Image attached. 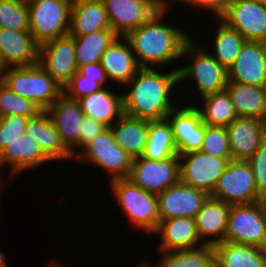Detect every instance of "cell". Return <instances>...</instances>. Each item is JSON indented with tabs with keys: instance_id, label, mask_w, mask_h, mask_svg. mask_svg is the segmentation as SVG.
I'll use <instances>...</instances> for the list:
<instances>
[{
	"instance_id": "cell-1",
	"label": "cell",
	"mask_w": 266,
	"mask_h": 267,
	"mask_svg": "<svg viewBox=\"0 0 266 267\" xmlns=\"http://www.w3.org/2000/svg\"><path fill=\"white\" fill-rule=\"evenodd\" d=\"M178 70L176 67L165 73L157 68H140L124 85L128 91L122 94L124 114L149 121L166 119L179 105L174 103L177 100L173 98V92L179 83Z\"/></svg>"
},
{
	"instance_id": "cell-2",
	"label": "cell",
	"mask_w": 266,
	"mask_h": 267,
	"mask_svg": "<svg viewBox=\"0 0 266 267\" xmlns=\"http://www.w3.org/2000/svg\"><path fill=\"white\" fill-rule=\"evenodd\" d=\"M166 15L156 13L125 36L140 68H159L182 60L183 48L193 35L176 24L168 25L164 22Z\"/></svg>"
},
{
	"instance_id": "cell-3",
	"label": "cell",
	"mask_w": 266,
	"mask_h": 267,
	"mask_svg": "<svg viewBox=\"0 0 266 267\" xmlns=\"http://www.w3.org/2000/svg\"><path fill=\"white\" fill-rule=\"evenodd\" d=\"M0 80L17 95L33 101L43 111L64 93L63 86L38 63L5 68L0 73Z\"/></svg>"
},
{
	"instance_id": "cell-4",
	"label": "cell",
	"mask_w": 266,
	"mask_h": 267,
	"mask_svg": "<svg viewBox=\"0 0 266 267\" xmlns=\"http://www.w3.org/2000/svg\"><path fill=\"white\" fill-rule=\"evenodd\" d=\"M194 41L191 38L183 48L182 59L190 56L191 60L189 65L178 66L179 83L194 80L200 98L226 90L228 70L207 51L208 48Z\"/></svg>"
},
{
	"instance_id": "cell-5",
	"label": "cell",
	"mask_w": 266,
	"mask_h": 267,
	"mask_svg": "<svg viewBox=\"0 0 266 267\" xmlns=\"http://www.w3.org/2000/svg\"><path fill=\"white\" fill-rule=\"evenodd\" d=\"M109 182L124 217H128L134 228L153 234L160 222L157 195L134 185L127 178Z\"/></svg>"
},
{
	"instance_id": "cell-6",
	"label": "cell",
	"mask_w": 266,
	"mask_h": 267,
	"mask_svg": "<svg viewBox=\"0 0 266 267\" xmlns=\"http://www.w3.org/2000/svg\"><path fill=\"white\" fill-rule=\"evenodd\" d=\"M29 8V31L43 43L67 36L71 6L68 0H26Z\"/></svg>"
},
{
	"instance_id": "cell-7",
	"label": "cell",
	"mask_w": 266,
	"mask_h": 267,
	"mask_svg": "<svg viewBox=\"0 0 266 267\" xmlns=\"http://www.w3.org/2000/svg\"><path fill=\"white\" fill-rule=\"evenodd\" d=\"M224 241L266 249V208L262 200L230 206Z\"/></svg>"
},
{
	"instance_id": "cell-8",
	"label": "cell",
	"mask_w": 266,
	"mask_h": 267,
	"mask_svg": "<svg viewBox=\"0 0 266 267\" xmlns=\"http://www.w3.org/2000/svg\"><path fill=\"white\" fill-rule=\"evenodd\" d=\"M132 160L131 156L116 144L110 128L87 144L74 158L76 162L87 161L101 168L103 172L106 170L108 175L110 174V181L128 178Z\"/></svg>"
},
{
	"instance_id": "cell-9",
	"label": "cell",
	"mask_w": 266,
	"mask_h": 267,
	"mask_svg": "<svg viewBox=\"0 0 266 267\" xmlns=\"http://www.w3.org/2000/svg\"><path fill=\"white\" fill-rule=\"evenodd\" d=\"M210 196L229 206L246 205L263 200L258 195L255 175L250 164L242 160L229 162Z\"/></svg>"
},
{
	"instance_id": "cell-10",
	"label": "cell",
	"mask_w": 266,
	"mask_h": 267,
	"mask_svg": "<svg viewBox=\"0 0 266 267\" xmlns=\"http://www.w3.org/2000/svg\"><path fill=\"white\" fill-rule=\"evenodd\" d=\"M147 192L160 194L180 181L178 156L166 160H150L143 156L132 160L128 178Z\"/></svg>"
},
{
	"instance_id": "cell-11",
	"label": "cell",
	"mask_w": 266,
	"mask_h": 267,
	"mask_svg": "<svg viewBox=\"0 0 266 267\" xmlns=\"http://www.w3.org/2000/svg\"><path fill=\"white\" fill-rule=\"evenodd\" d=\"M180 162V181L188 186L212 193L220 176L232 158H219L202 151L183 153Z\"/></svg>"
},
{
	"instance_id": "cell-12",
	"label": "cell",
	"mask_w": 266,
	"mask_h": 267,
	"mask_svg": "<svg viewBox=\"0 0 266 267\" xmlns=\"http://www.w3.org/2000/svg\"><path fill=\"white\" fill-rule=\"evenodd\" d=\"M220 19L246 41L266 43V5L260 0H236Z\"/></svg>"
},
{
	"instance_id": "cell-13",
	"label": "cell",
	"mask_w": 266,
	"mask_h": 267,
	"mask_svg": "<svg viewBox=\"0 0 266 267\" xmlns=\"http://www.w3.org/2000/svg\"><path fill=\"white\" fill-rule=\"evenodd\" d=\"M38 64L64 87L78 72L74 37L67 35L40 45Z\"/></svg>"
},
{
	"instance_id": "cell-14",
	"label": "cell",
	"mask_w": 266,
	"mask_h": 267,
	"mask_svg": "<svg viewBox=\"0 0 266 267\" xmlns=\"http://www.w3.org/2000/svg\"><path fill=\"white\" fill-rule=\"evenodd\" d=\"M170 123L178 156L183 153L199 151L205 134V124L195 105L190 103L175 107L166 117Z\"/></svg>"
},
{
	"instance_id": "cell-15",
	"label": "cell",
	"mask_w": 266,
	"mask_h": 267,
	"mask_svg": "<svg viewBox=\"0 0 266 267\" xmlns=\"http://www.w3.org/2000/svg\"><path fill=\"white\" fill-rule=\"evenodd\" d=\"M209 196L207 192L179 181L157 195L160 220L195 218Z\"/></svg>"
},
{
	"instance_id": "cell-16",
	"label": "cell",
	"mask_w": 266,
	"mask_h": 267,
	"mask_svg": "<svg viewBox=\"0 0 266 267\" xmlns=\"http://www.w3.org/2000/svg\"><path fill=\"white\" fill-rule=\"evenodd\" d=\"M228 81L266 86V43L245 41L235 62L228 68Z\"/></svg>"
},
{
	"instance_id": "cell-17",
	"label": "cell",
	"mask_w": 266,
	"mask_h": 267,
	"mask_svg": "<svg viewBox=\"0 0 266 267\" xmlns=\"http://www.w3.org/2000/svg\"><path fill=\"white\" fill-rule=\"evenodd\" d=\"M232 160L247 161L266 141V121L238 117L225 127Z\"/></svg>"
},
{
	"instance_id": "cell-18",
	"label": "cell",
	"mask_w": 266,
	"mask_h": 267,
	"mask_svg": "<svg viewBox=\"0 0 266 267\" xmlns=\"http://www.w3.org/2000/svg\"><path fill=\"white\" fill-rule=\"evenodd\" d=\"M40 44L30 31L0 28L2 70L9 67L31 66L38 63Z\"/></svg>"
},
{
	"instance_id": "cell-19",
	"label": "cell",
	"mask_w": 266,
	"mask_h": 267,
	"mask_svg": "<svg viewBox=\"0 0 266 267\" xmlns=\"http://www.w3.org/2000/svg\"><path fill=\"white\" fill-rule=\"evenodd\" d=\"M64 145L75 157L79 153V133L83 112L80 102L64 93L46 110Z\"/></svg>"
},
{
	"instance_id": "cell-20",
	"label": "cell",
	"mask_w": 266,
	"mask_h": 267,
	"mask_svg": "<svg viewBox=\"0 0 266 267\" xmlns=\"http://www.w3.org/2000/svg\"><path fill=\"white\" fill-rule=\"evenodd\" d=\"M101 1L107 11L111 29L121 37H125L156 14L150 6L139 0Z\"/></svg>"
},
{
	"instance_id": "cell-21",
	"label": "cell",
	"mask_w": 266,
	"mask_h": 267,
	"mask_svg": "<svg viewBox=\"0 0 266 267\" xmlns=\"http://www.w3.org/2000/svg\"><path fill=\"white\" fill-rule=\"evenodd\" d=\"M100 64L106 71L110 84L123 87L138 72V65L129 41L118 36L103 53Z\"/></svg>"
},
{
	"instance_id": "cell-22",
	"label": "cell",
	"mask_w": 266,
	"mask_h": 267,
	"mask_svg": "<svg viewBox=\"0 0 266 267\" xmlns=\"http://www.w3.org/2000/svg\"><path fill=\"white\" fill-rule=\"evenodd\" d=\"M154 234H160L158 251H175L204 244L199 237L195 219L190 217L160 220Z\"/></svg>"
},
{
	"instance_id": "cell-23",
	"label": "cell",
	"mask_w": 266,
	"mask_h": 267,
	"mask_svg": "<svg viewBox=\"0 0 266 267\" xmlns=\"http://www.w3.org/2000/svg\"><path fill=\"white\" fill-rule=\"evenodd\" d=\"M25 132L40 146L52 162L74 160L75 157L64 145L59 132L46 111L30 118Z\"/></svg>"
},
{
	"instance_id": "cell-24",
	"label": "cell",
	"mask_w": 266,
	"mask_h": 267,
	"mask_svg": "<svg viewBox=\"0 0 266 267\" xmlns=\"http://www.w3.org/2000/svg\"><path fill=\"white\" fill-rule=\"evenodd\" d=\"M230 206L211 196L204 202L195 216V223L201 241L216 245L224 242Z\"/></svg>"
},
{
	"instance_id": "cell-25",
	"label": "cell",
	"mask_w": 266,
	"mask_h": 267,
	"mask_svg": "<svg viewBox=\"0 0 266 267\" xmlns=\"http://www.w3.org/2000/svg\"><path fill=\"white\" fill-rule=\"evenodd\" d=\"M52 161L40 146L27 134L22 135L2 151V166H10V177L18 176L24 170L38 169Z\"/></svg>"
},
{
	"instance_id": "cell-26",
	"label": "cell",
	"mask_w": 266,
	"mask_h": 267,
	"mask_svg": "<svg viewBox=\"0 0 266 267\" xmlns=\"http://www.w3.org/2000/svg\"><path fill=\"white\" fill-rule=\"evenodd\" d=\"M113 90L105 87L78 99L83 114L107 128L124 115L122 93L120 91L116 93Z\"/></svg>"
},
{
	"instance_id": "cell-27",
	"label": "cell",
	"mask_w": 266,
	"mask_h": 267,
	"mask_svg": "<svg viewBox=\"0 0 266 267\" xmlns=\"http://www.w3.org/2000/svg\"><path fill=\"white\" fill-rule=\"evenodd\" d=\"M149 120L138 119L124 114L111 127L116 144L123 148L132 159L143 155L149 132Z\"/></svg>"
},
{
	"instance_id": "cell-28",
	"label": "cell",
	"mask_w": 266,
	"mask_h": 267,
	"mask_svg": "<svg viewBox=\"0 0 266 267\" xmlns=\"http://www.w3.org/2000/svg\"><path fill=\"white\" fill-rule=\"evenodd\" d=\"M226 90L231 96L238 117L266 121V86H253L228 81Z\"/></svg>"
},
{
	"instance_id": "cell-29",
	"label": "cell",
	"mask_w": 266,
	"mask_h": 267,
	"mask_svg": "<svg viewBox=\"0 0 266 267\" xmlns=\"http://www.w3.org/2000/svg\"><path fill=\"white\" fill-rule=\"evenodd\" d=\"M215 267H266V249L224 241L215 245Z\"/></svg>"
},
{
	"instance_id": "cell-30",
	"label": "cell",
	"mask_w": 266,
	"mask_h": 267,
	"mask_svg": "<svg viewBox=\"0 0 266 267\" xmlns=\"http://www.w3.org/2000/svg\"><path fill=\"white\" fill-rule=\"evenodd\" d=\"M102 29H111V25L101 0L71 8L68 35L81 37Z\"/></svg>"
},
{
	"instance_id": "cell-31",
	"label": "cell",
	"mask_w": 266,
	"mask_h": 267,
	"mask_svg": "<svg viewBox=\"0 0 266 267\" xmlns=\"http://www.w3.org/2000/svg\"><path fill=\"white\" fill-rule=\"evenodd\" d=\"M159 263L145 262V267H215V245L202 244L196 247L159 251Z\"/></svg>"
},
{
	"instance_id": "cell-32",
	"label": "cell",
	"mask_w": 266,
	"mask_h": 267,
	"mask_svg": "<svg viewBox=\"0 0 266 267\" xmlns=\"http://www.w3.org/2000/svg\"><path fill=\"white\" fill-rule=\"evenodd\" d=\"M201 106L194 105L201 114L202 121L207 126L227 127L238 115L231 96L227 90L216 92L201 98Z\"/></svg>"
},
{
	"instance_id": "cell-33",
	"label": "cell",
	"mask_w": 266,
	"mask_h": 267,
	"mask_svg": "<svg viewBox=\"0 0 266 267\" xmlns=\"http://www.w3.org/2000/svg\"><path fill=\"white\" fill-rule=\"evenodd\" d=\"M142 156L160 161L178 156L173 130L167 119L149 122L148 140Z\"/></svg>"
},
{
	"instance_id": "cell-34",
	"label": "cell",
	"mask_w": 266,
	"mask_h": 267,
	"mask_svg": "<svg viewBox=\"0 0 266 267\" xmlns=\"http://www.w3.org/2000/svg\"><path fill=\"white\" fill-rule=\"evenodd\" d=\"M217 28L211 41L209 53L227 70L235 62L246 39L235 29L229 27L220 18H216ZM213 52V53H212Z\"/></svg>"
},
{
	"instance_id": "cell-35",
	"label": "cell",
	"mask_w": 266,
	"mask_h": 267,
	"mask_svg": "<svg viewBox=\"0 0 266 267\" xmlns=\"http://www.w3.org/2000/svg\"><path fill=\"white\" fill-rule=\"evenodd\" d=\"M118 37L112 29H102L81 37H74L78 68L85 64L100 62L103 53Z\"/></svg>"
},
{
	"instance_id": "cell-36",
	"label": "cell",
	"mask_w": 266,
	"mask_h": 267,
	"mask_svg": "<svg viewBox=\"0 0 266 267\" xmlns=\"http://www.w3.org/2000/svg\"><path fill=\"white\" fill-rule=\"evenodd\" d=\"M42 111L33 101L17 95L0 80V116L20 115L34 118Z\"/></svg>"
},
{
	"instance_id": "cell-37",
	"label": "cell",
	"mask_w": 266,
	"mask_h": 267,
	"mask_svg": "<svg viewBox=\"0 0 266 267\" xmlns=\"http://www.w3.org/2000/svg\"><path fill=\"white\" fill-rule=\"evenodd\" d=\"M0 28L29 31V8L26 0H0Z\"/></svg>"
},
{
	"instance_id": "cell-38",
	"label": "cell",
	"mask_w": 266,
	"mask_h": 267,
	"mask_svg": "<svg viewBox=\"0 0 266 267\" xmlns=\"http://www.w3.org/2000/svg\"><path fill=\"white\" fill-rule=\"evenodd\" d=\"M200 151L214 157L231 158L225 127L205 125V134Z\"/></svg>"
},
{
	"instance_id": "cell-39",
	"label": "cell",
	"mask_w": 266,
	"mask_h": 267,
	"mask_svg": "<svg viewBox=\"0 0 266 267\" xmlns=\"http://www.w3.org/2000/svg\"><path fill=\"white\" fill-rule=\"evenodd\" d=\"M29 119L20 115L0 116V148L2 151L10 143L26 134Z\"/></svg>"
},
{
	"instance_id": "cell-40",
	"label": "cell",
	"mask_w": 266,
	"mask_h": 267,
	"mask_svg": "<svg viewBox=\"0 0 266 267\" xmlns=\"http://www.w3.org/2000/svg\"><path fill=\"white\" fill-rule=\"evenodd\" d=\"M63 88L64 94L68 98L78 100L83 96L100 91L103 87L97 80L87 79L85 76L77 72Z\"/></svg>"
},
{
	"instance_id": "cell-41",
	"label": "cell",
	"mask_w": 266,
	"mask_h": 267,
	"mask_svg": "<svg viewBox=\"0 0 266 267\" xmlns=\"http://www.w3.org/2000/svg\"><path fill=\"white\" fill-rule=\"evenodd\" d=\"M247 162L255 175L258 195L264 199L266 197V141Z\"/></svg>"
},
{
	"instance_id": "cell-42",
	"label": "cell",
	"mask_w": 266,
	"mask_h": 267,
	"mask_svg": "<svg viewBox=\"0 0 266 267\" xmlns=\"http://www.w3.org/2000/svg\"><path fill=\"white\" fill-rule=\"evenodd\" d=\"M106 129L102 123L84 115L79 133V152Z\"/></svg>"
},
{
	"instance_id": "cell-43",
	"label": "cell",
	"mask_w": 266,
	"mask_h": 267,
	"mask_svg": "<svg viewBox=\"0 0 266 267\" xmlns=\"http://www.w3.org/2000/svg\"><path fill=\"white\" fill-rule=\"evenodd\" d=\"M78 72L87 79L97 80L103 88L108 87L106 82L109 80L100 62L82 65L78 68Z\"/></svg>"
},
{
	"instance_id": "cell-44",
	"label": "cell",
	"mask_w": 266,
	"mask_h": 267,
	"mask_svg": "<svg viewBox=\"0 0 266 267\" xmlns=\"http://www.w3.org/2000/svg\"><path fill=\"white\" fill-rule=\"evenodd\" d=\"M150 6L156 13H165L170 10L171 0H139Z\"/></svg>"
},
{
	"instance_id": "cell-45",
	"label": "cell",
	"mask_w": 266,
	"mask_h": 267,
	"mask_svg": "<svg viewBox=\"0 0 266 267\" xmlns=\"http://www.w3.org/2000/svg\"><path fill=\"white\" fill-rule=\"evenodd\" d=\"M182 3L185 4V6H193V9L196 8V10L202 8L201 10L204 9L205 12L213 13V0H184Z\"/></svg>"
},
{
	"instance_id": "cell-46",
	"label": "cell",
	"mask_w": 266,
	"mask_h": 267,
	"mask_svg": "<svg viewBox=\"0 0 266 267\" xmlns=\"http://www.w3.org/2000/svg\"><path fill=\"white\" fill-rule=\"evenodd\" d=\"M236 0H213V14L215 18H220L222 14L235 2Z\"/></svg>"
},
{
	"instance_id": "cell-47",
	"label": "cell",
	"mask_w": 266,
	"mask_h": 267,
	"mask_svg": "<svg viewBox=\"0 0 266 267\" xmlns=\"http://www.w3.org/2000/svg\"><path fill=\"white\" fill-rule=\"evenodd\" d=\"M68 1L70 3L71 8H73V7H77L79 5L86 4L88 2H93L96 0H68Z\"/></svg>"
},
{
	"instance_id": "cell-48",
	"label": "cell",
	"mask_w": 266,
	"mask_h": 267,
	"mask_svg": "<svg viewBox=\"0 0 266 267\" xmlns=\"http://www.w3.org/2000/svg\"><path fill=\"white\" fill-rule=\"evenodd\" d=\"M6 254L4 252H0V266L6 261Z\"/></svg>"
},
{
	"instance_id": "cell-49",
	"label": "cell",
	"mask_w": 266,
	"mask_h": 267,
	"mask_svg": "<svg viewBox=\"0 0 266 267\" xmlns=\"http://www.w3.org/2000/svg\"><path fill=\"white\" fill-rule=\"evenodd\" d=\"M55 260V262H51V264H49V266L47 267H63L62 265L60 266V263L58 264V262Z\"/></svg>"
},
{
	"instance_id": "cell-50",
	"label": "cell",
	"mask_w": 266,
	"mask_h": 267,
	"mask_svg": "<svg viewBox=\"0 0 266 267\" xmlns=\"http://www.w3.org/2000/svg\"><path fill=\"white\" fill-rule=\"evenodd\" d=\"M0 166L2 168V150H1V148H0Z\"/></svg>"
},
{
	"instance_id": "cell-51",
	"label": "cell",
	"mask_w": 266,
	"mask_h": 267,
	"mask_svg": "<svg viewBox=\"0 0 266 267\" xmlns=\"http://www.w3.org/2000/svg\"><path fill=\"white\" fill-rule=\"evenodd\" d=\"M7 260L0 266V267H9L8 264H7Z\"/></svg>"
},
{
	"instance_id": "cell-52",
	"label": "cell",
	"mask_w": 266,
	"mask_h": 267,
	"mask_svg": "<svg viewBox=\"0 0 266 267\" xmlns=\"http://www.w3.org/2000/svg\"><path fill=\"white\" fill-rule=\"evenodd\" d=\"M2 71V61H1V55H0V73Z\"/></svg>"
},
{
	"instance_id": "cell-53",
	"label": "cell",
	"mask_w": 266,
	"mask_h": 267,
	"mask_svg": "<svg viewBox=\"0 0 266 267\" xmlns=\"http://www.w3.org/2000/svg\"><path fill=\"white\" fill-rule=\"evenodd\" d=\"M264 202L265 208H266V197L262 200Z\"/></svg>"
},
{
	"instance_id": "cell-54",
	"label": "cell",
	"mask_w": 266,
	"mask_h": 267,
	"mask_svg": "<svg viewBox=\"0 0 266 267\" xmlns=\"http://www.w3.org/2000/svg\"><path fill=\"white\" fill-rule=\"evenodd\" d=\"M171 1H178V2H180V3H182L184 0H171Z\"/></svg>"
},
{
	"instance_id": "cell-55",
	"label": "cell",
	"mask_w": 266,
	"mask_h": 267,
	"mask_svg": "<svg viewBox=\"0 0 266 267\" xmlns=\"http://www.w3.org/2000/svg\"><path fill=\"white\" fill-rule=\"evenodd\" d=\"M0 185L2 186V183H1V182H0ZM1 186H0V190L2 189ZM0 198H1V195H0ZM0 201H1V200H0ZM0 204H2V203L0 202Z\"/></svg>"
},
{
	"instance_id": "cell-56",
	"label": "cell",
	"mask_w": 266,
	"mask_h": 267,
	"mask_svg": "<svg viewBox=\"0 0 266 267\" xmlns=\"http://www.w3.org/2000/svg\"><path fill=\"white\" fill-rule=\"evenodd\" d=\"M261 2H263L266 5V0H260Z\"/></svg>"
}]
</instances>
